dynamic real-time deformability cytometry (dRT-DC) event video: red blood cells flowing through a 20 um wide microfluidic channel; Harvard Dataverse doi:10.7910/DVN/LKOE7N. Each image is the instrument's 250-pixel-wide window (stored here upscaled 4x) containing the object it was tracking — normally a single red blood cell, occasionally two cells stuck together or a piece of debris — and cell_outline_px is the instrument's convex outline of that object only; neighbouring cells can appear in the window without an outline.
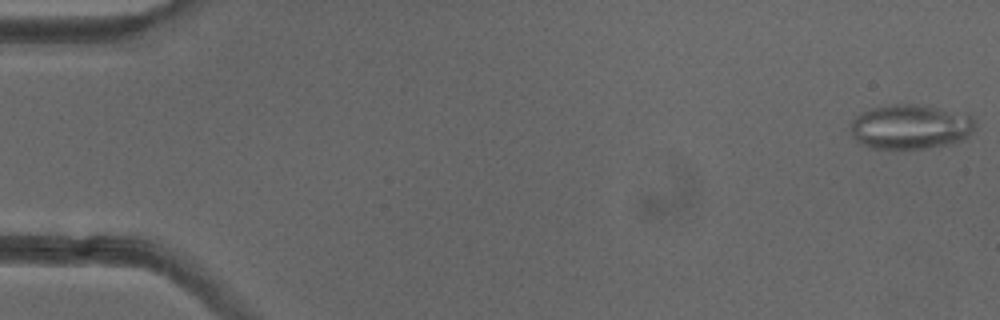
{"species": "common noctule bat (a hibernating species)", "species_latin": "Nyctalus noctula", "temperature_condition": "cold", "stored_images_in_passage": 52, "camera_frame_rate_fps": 3000, "um_per_image_px": 0.085, "animal": {"sex": "female"}, "frame": {"image": 1, "passage_image": 1, "time_ms": 0.0, "image_size_px": [1000, 320], "cell_outline_px": [[976, 128], [964, 140], [952, 144], [928, 148], [868, 148], [860, 144], [852, 136], [852, 120], [860, 112], [872, 108], [892, 104], [928, 104], [968, 112], [976, 120]], "centroid_in_image_um": [77.48, 10.75], "position_along_channel_um": 7.5, "area_um2": 33.41}}
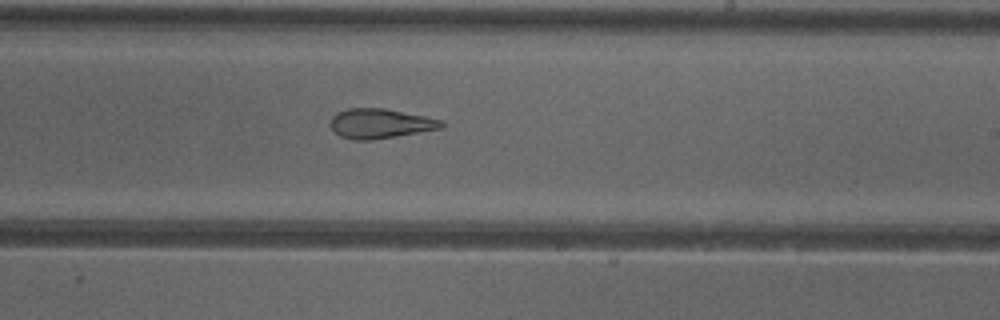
{"frame": {"image": 2, "passage_image": 31, "time_ms": 10.0, "image_size_px": [1000, 320], "cell_outline_px": [[444, 124], [440, 128], [372, 140], [356, 140], [340, 136], [328, 124], [332, 116], [336, 112], [348, 108], [384, 108], [444, 120]], "centroid_in_image_um": [32.27, 10.49], "position_along_channel_um": 256.7, "area_um2": 19.07}}
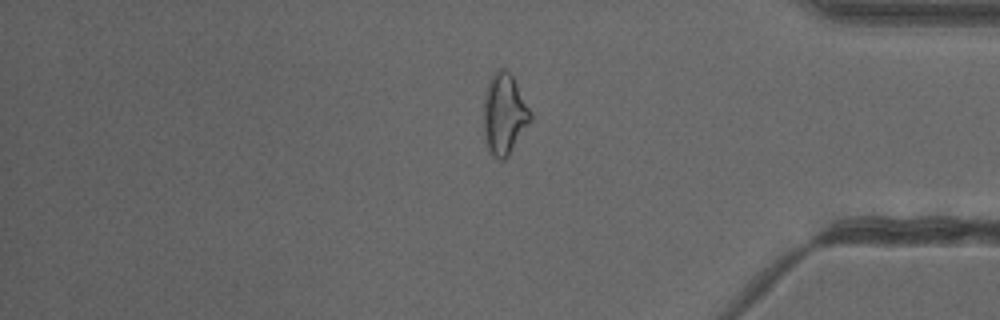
{"frame": {"image": 3, "passage_image": 43, "time_ms": 14.0, "image_size_px": [1000, 320], "cell_outline_px": [[532, 120], [508, 156], [504, 160], [500, 160], [492, 156], [488, 148], [484, 136], [484, 92], [488, 80], [496, 68], [504, 68], [512, 76], [532, 112]], "centroid_in_image_um": [42.86, 9.69], "position_along_channel_um": 392.3, "area_um2": 22.31}, "authors_computed_cell_mechanics": {"area_um2": 22.9755, "velocity_mm_per_s": 3.9927, "shape_relaxation_time_tau1_ms": null, "shape_relaxation_time_tau2_ms": 3.2576, "deformation_change_tau1": null, "deformation_change_tau2": 0.1324}}